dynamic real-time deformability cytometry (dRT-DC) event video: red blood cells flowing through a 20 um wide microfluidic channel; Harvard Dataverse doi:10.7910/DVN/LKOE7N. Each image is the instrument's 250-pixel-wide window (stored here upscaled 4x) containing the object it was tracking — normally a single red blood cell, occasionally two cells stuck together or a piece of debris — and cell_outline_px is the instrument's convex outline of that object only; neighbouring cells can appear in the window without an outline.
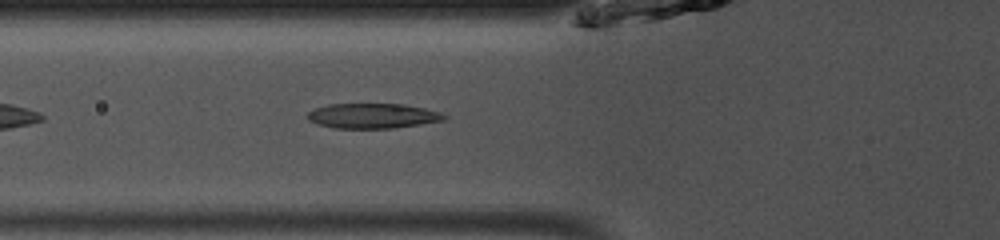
{"species": "common noctule bat (a hibernating species)", "species_latin": "Nyctalus noctula", "temperature_condition": "room temperature", "stored_images_in_passage": 37, "camera_frame_rate_fps": 3000, "um_per_image_px": 0.085, "animal": {"sex": "male", "body_mass_g": 13.0, "forearm_length_mm": 53.1}, "frame": {"image": 1, "passage_image": 6, "time_ms": 1.667, "image_size_px": [1000, 240], "cell_outline_px": [[448, 116], [444, 120], [392, 128], [336, 128], [320, 124], [308, 120], [308, 112], [316, 108], [328, 104], [404, 104], [424, 108], [440, 112]], "centroid_in_image_um": [31.69, 9.84], "position_along_channel_um": 94.1, "area_um2": 19.65}}
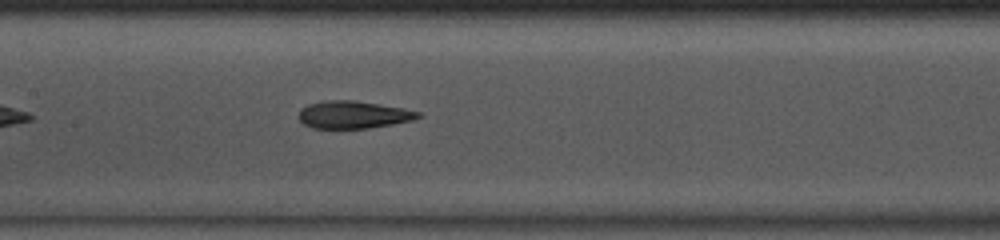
{"frame": {"image": 2, "passage_image": 12, "time_ms": 3.667, "image_size_px": [1000, 240], "cell_outline_px": [[424, 116], [412, 120], [392, 124], [368, 128], [312, 128], [304, 124], [296, 116], [300, 108], [308, 104], [328, 100], [356, 100], [400, 108], [420, 112]], "centroid_in_image_um": [29.99, 9.75], "position_along_channel_um": 177.4, "area_um2": 19.13}}
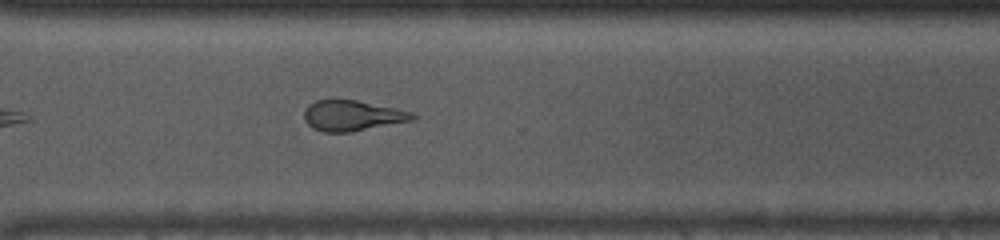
{"frame": {"image": 3, "passage_image": 24, "time_ms": 7.667, "image_size_px": [1000, 240], "cell_outline_px": [[416, 116], [412, 120], [352, 132], [324, 132], [312, 128], [304, 120], [304, 108], [308, 104], [316, 100], [356, 100], [396, 108], [412, 112]], "centroid_in_image_um": [29.9, 9.83], "position_along_channel_um": 340.7, "area_um2": 19.25}, "authors_computed_cell_mechanics": {"area_um2": 19.652, "velocity_mm_per_s": 4.103, "shape_relaxation_time_tau1_ms": 4.7074, "shape_relaxation_time_tau2_ms": 2.1153, "deformation_change_tau1": 0.1613, "deformation_change_tau2": 0.1093}}